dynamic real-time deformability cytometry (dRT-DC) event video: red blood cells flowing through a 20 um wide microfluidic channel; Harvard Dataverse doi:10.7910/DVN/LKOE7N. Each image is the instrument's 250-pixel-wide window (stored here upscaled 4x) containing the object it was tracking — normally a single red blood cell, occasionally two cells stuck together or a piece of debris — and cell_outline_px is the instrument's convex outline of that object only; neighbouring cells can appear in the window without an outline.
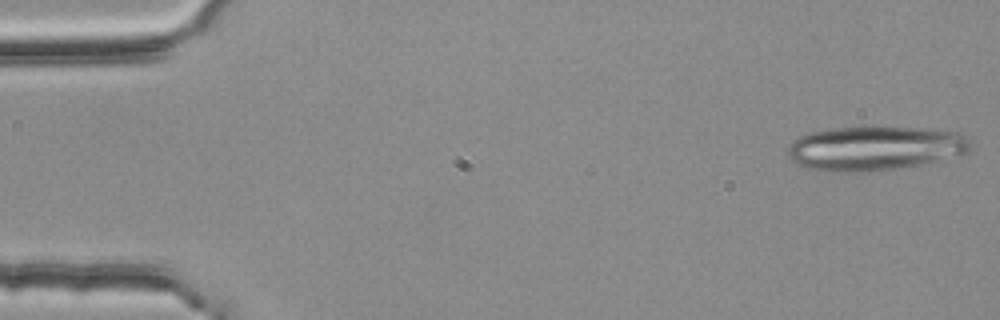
{"species": "common noctule bat (a hibernating species)", "species_latin": "Nyctalus noctula", "temperature_condition": "room temperature", "stored_images_in_passage": 20, "camera_frame_rate_fps": 3000, "um_per_image_px": 0.085, "animal": {"sex": "female", "body_mass_g": 25.1}, "frame": {"image": 1, "passage_image": 1, "time_ms": 0.0, "image_size_px": [1000, 320], "cell_outline_px": [[972, 152], [924, 164], [896, 168], [860, 172], [828, 172], [804, 168], [792, 160], [788, 156], [788, 144], [800, 136], [808, 132], [832, 128], [876, 124], [924, 128], [960, 132], [972, 144]], "centroid_in_image_um": [74.37, 12.57], "position_along_channel_um": 10.6, "area_um2": 48.67}}